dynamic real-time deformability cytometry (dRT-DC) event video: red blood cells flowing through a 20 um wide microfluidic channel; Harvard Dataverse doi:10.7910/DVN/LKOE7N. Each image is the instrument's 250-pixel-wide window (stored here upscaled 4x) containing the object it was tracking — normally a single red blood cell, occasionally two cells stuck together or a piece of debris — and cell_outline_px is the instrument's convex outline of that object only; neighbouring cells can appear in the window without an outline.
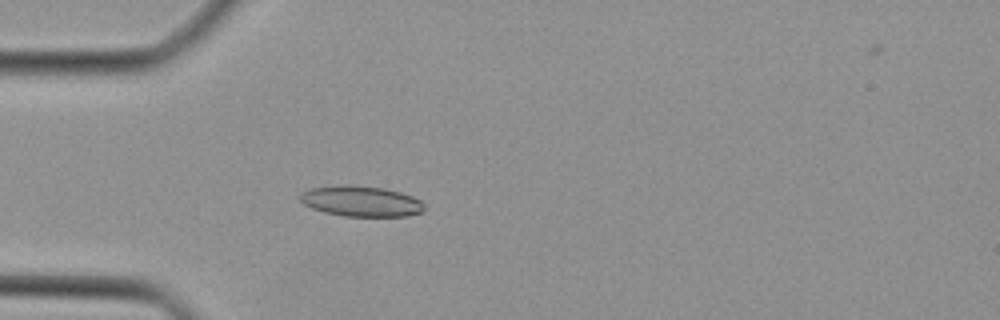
{"species": "Egyptian fruit bat (a non-hibernating species)", "species_latin": "Rousettus aegyptiacus", "temperature_condition": "cold", "stored_images_in_passage": 44, "camera_frame_rate_fps": 3000, "um_per_image_px": 0.085, "animal": {"sex": "female"}, "frame": {"image": 1, "passage_image": 12, "time_ms": 3.667, "image_size_px": [1000, 320], "cell_outline_px": [[424, 212], [408, 216], [344, 216], [324, 212], [312, 208], [304, 204], [300, 200], [300, 192], [308, 188], [344, 184], [348, 184], [384, 188], [400, 192], [412, 196], [420, 200], [424, 204]], "centroid_in_image_um": [30.68, 17.09], "position_along_channel_um": 54.3, "area_um2": 22.37}}
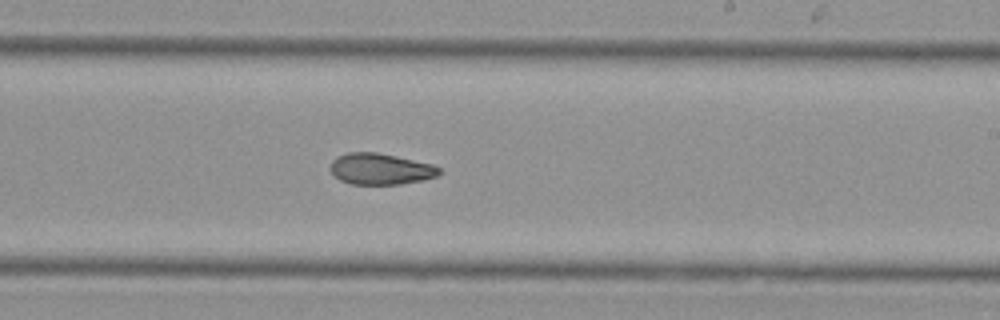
{"frame": {"image": 2, "passage_image": 26, "time_ms": 8.333, "image_size_px": [1000, 320], "cell_outline_px": [[440, 172], [436, 176], [424, 180], [400, 184], [352, 184], [340, 180], [332, 172], [332, 160], [336, 156], [348, 152], [376, 152], [396, 156], [432, 164], [440, 168]], "centroid_in_image_um": [32.35, 14.36], "position_along_channel_um": 256.7, "area_um2": 19.65}}
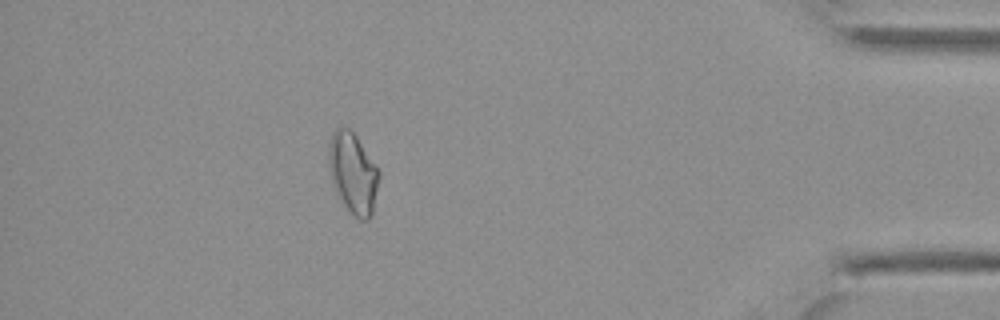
{"frame": {"image": 3, "passage_image": 39, "time_ms": 12.667, "image_size_px": [1000, 320], "cell_outline_px": [[380, 176], [372, 216], [368, 220], [360, 220], [352, 216], [340, 204], [336, 196], [332, 184], [328, 164], [328, 148], [332, 132], [340, 124], [348, 128], [356, 136], [380, 172]], "centroid_in_image_um": [29.97, 14.77], "position_along_channel_um": 405.2, "area_um2": 24.39}}